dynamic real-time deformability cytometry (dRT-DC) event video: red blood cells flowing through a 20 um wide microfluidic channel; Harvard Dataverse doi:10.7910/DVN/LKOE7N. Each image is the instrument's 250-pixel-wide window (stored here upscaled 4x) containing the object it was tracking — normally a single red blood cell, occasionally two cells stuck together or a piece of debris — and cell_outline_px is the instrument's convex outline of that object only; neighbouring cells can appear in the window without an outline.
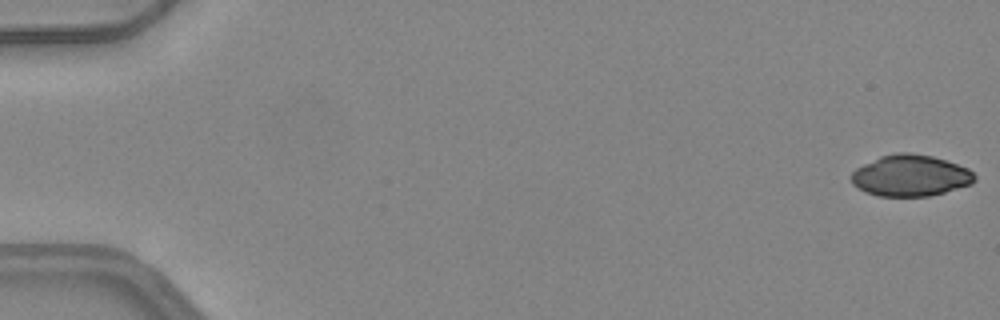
{"species": "common noctule bat (a hibernating species)", "species_latin": "Nyctalus noctula", "temperature_condition": "warm", "stored_images_in_passage": 50, "camera_frame_rate_fps": 3000, "um_per_image_px": 0.085, "animal": {"sex": "female", "body_mass_g": 24.6, "forearm_length_mm": 56.2}, "frame": {"image": 1, "passage_image": 1, "time_ms": 0.0, "image_size_px": [1000, 320], "cell_outline_px": [[976, 180], [972, 184], [944, 192], [928, 196], [880, 196], [864, 192], [852, 184], [852, 172], [856, 168], [880, 156], [896, 152], [908, 152], [932, 156], [968, 168], [976, 176]], "centroid_in_image_um": [77.38, 14.92], "position_along_channel_um": 7.6, "area_um2": 29.65}}